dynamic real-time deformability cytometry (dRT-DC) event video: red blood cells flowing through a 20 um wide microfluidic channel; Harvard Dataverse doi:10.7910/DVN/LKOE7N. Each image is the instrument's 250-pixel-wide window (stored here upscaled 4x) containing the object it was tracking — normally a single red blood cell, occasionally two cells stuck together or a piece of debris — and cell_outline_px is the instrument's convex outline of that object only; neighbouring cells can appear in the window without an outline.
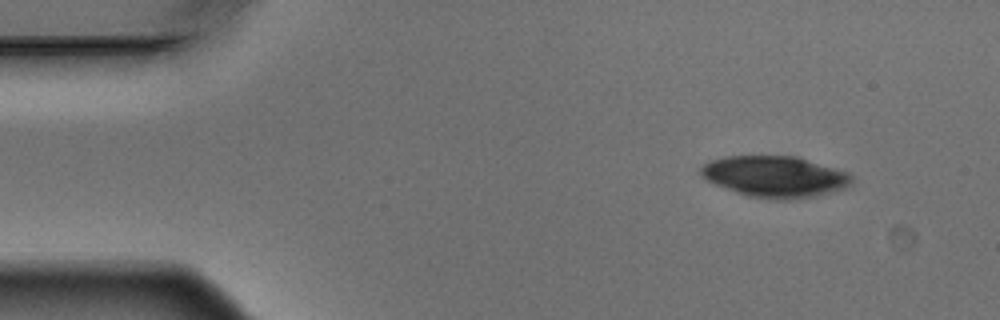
{"species": "Egyptian fruit bat (a non-hibernating species)", "species_latin": "Rousettus aegyptiacus", "temperature_condition": "warm", "stored_images_in_passage": 3, "camera_frame_rate_fps": 3000, "um_per_image_px": 0.085, "animal": {"sex": "male"}, "frame": {"image": 1, "passage_image": 1, "time_ms": 0.0, "image_size_px": [1000, 320], "cell_outline_px": [[852, 184], [844, 188], [816, 196], [788, 200], [780, 200], [748, 196], [712, 184], [700, 176], [700, 168], [708, 160], [724, 156], [796, 156], [848, 172], [852, 176]], "centroid_in_image_um": [65.83, 15.01], "position_along_channel_um": 19.2, "area_um2": 36.47}}